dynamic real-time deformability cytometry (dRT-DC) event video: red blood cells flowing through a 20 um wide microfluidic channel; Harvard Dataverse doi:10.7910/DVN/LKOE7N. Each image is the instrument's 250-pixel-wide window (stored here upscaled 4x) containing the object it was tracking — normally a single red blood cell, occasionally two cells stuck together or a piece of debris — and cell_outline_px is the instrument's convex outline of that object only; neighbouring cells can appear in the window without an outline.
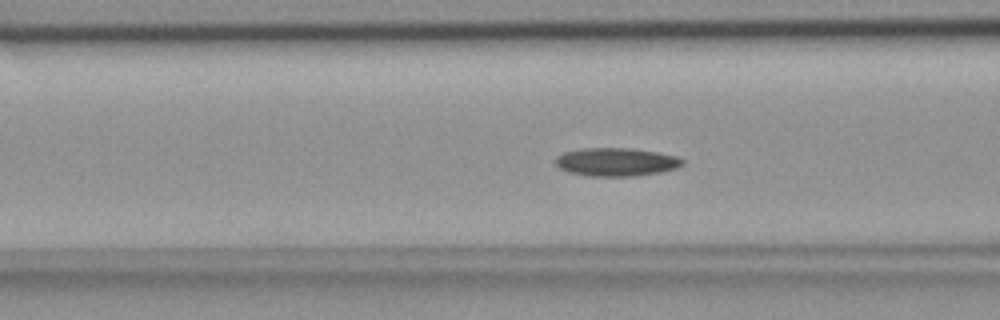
{"species": "common noctule bat (a hibernating species)", "species_latin": "Nyctalus noctula", "temperature_condition": "room temperature", "stored_images_in_passage": 38, "segment_of_instrument_passage": [1, 2], "camera_frame_rate_fps": 3000, "um_per_image_px": 0.085, "animal": {"sex": "female", "body_mass_g": 18.4}, "frame": {"image": 1, "passage_image": 4, "time_ms": 1.0, "image_size_px": [1000, 320], "cell_outline_px": [[684, 164], [676, 168], [660, 172], [636, 176], [588, 176], [568, 172], [560, 168], [556, 164], [556, 156], [564, 152], [584, 148], [632, 148], [656, 152], [676, 156], [684, 160]], "centroid_in_image_um": [52.38, 13.77], "position_along_channel_um": 114.2, "area_um2": 20.92}}
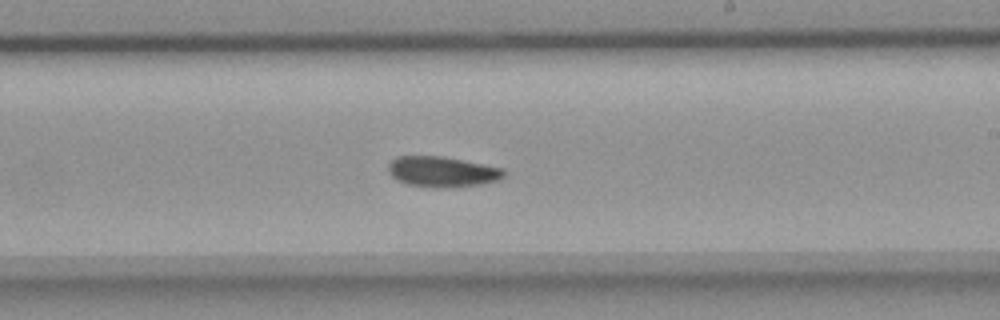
{"frame": {"image": 2, "passage_image": 15, "time_ms": 4.667, "image_size_px": [1000, 320], "cell_outline_px": [[504, 176], [496, 180], [480, 184], [448, 188], [408, 184], [396, 180], [388, 172], [388, 164], [396, 156], [440, 156], [504, 168]], "centroid_in_image_um": [37.55, 14.59], "position_along_channel_um": 251.4, "area_um2": 20.29}}
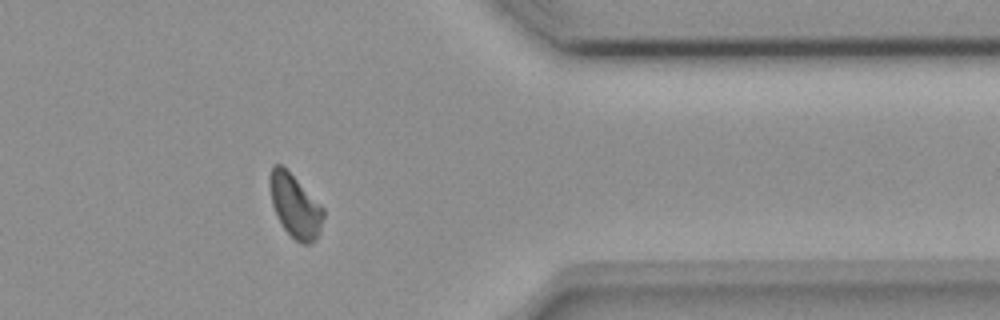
{"frame": {"image": 3, "passage_image": 27, "time_ms": 8.667, "image_size_px": [1000, 320], "cell_outline_px": [[324, 216], [320, 232], [316, 240], [308, 244], [300, 244], [284, 228], [276, 216], [272, 204], [268, 184], [268, 180], [272, 168], [276, 164], [280, 164], [324, 208]], "centroid_in_image_um": [25.07, 17.55], "position_along_channel_um": 386.3, "area_um2": 19.48}}